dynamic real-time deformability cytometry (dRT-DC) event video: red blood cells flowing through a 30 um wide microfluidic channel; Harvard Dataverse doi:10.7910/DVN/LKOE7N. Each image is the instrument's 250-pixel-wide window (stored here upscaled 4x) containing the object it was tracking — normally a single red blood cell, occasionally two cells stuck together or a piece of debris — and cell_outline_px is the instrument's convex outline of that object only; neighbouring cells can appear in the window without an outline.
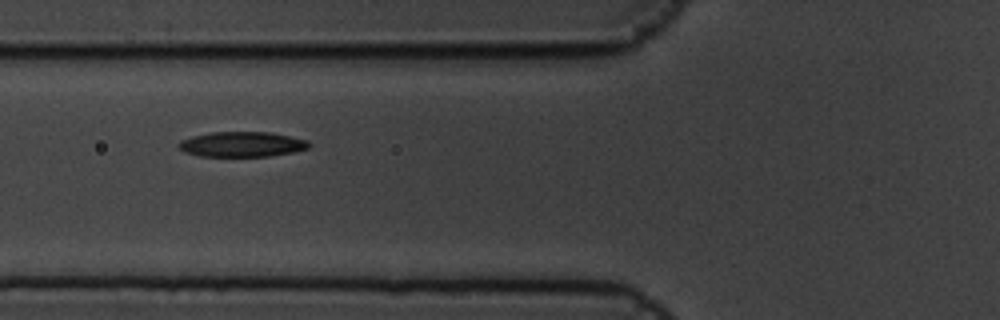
{"species": "common noctule bat (a hibernating species)", "species_latin": "Nyctalus noctula", "temperature_condition": "cold", "stored_images_in_passage": 8, "camera_frame_rate_fps": 3000, "um_per_image_px": 0.085, "animal": {"sex": "male", "body_mass_g": 19.5, "forearm_length_mm": 54.6}, "frame": {"image": 1, "passage_image": 4, "time_ms": 1.0, "image_size_px": [1000, 320], "cell_outline_px": [[312, 144], [308, 148], [292, 152], [268, 156], [200, 156], [184, 152], [176, 144], [180, 140], [192, 136], [212, 132], [268, 132], [308, 140]], "centroid_in_image_um": [20.54, 12.26], "position_along_channel_um": 105.3, "area_um2": 19.02}}
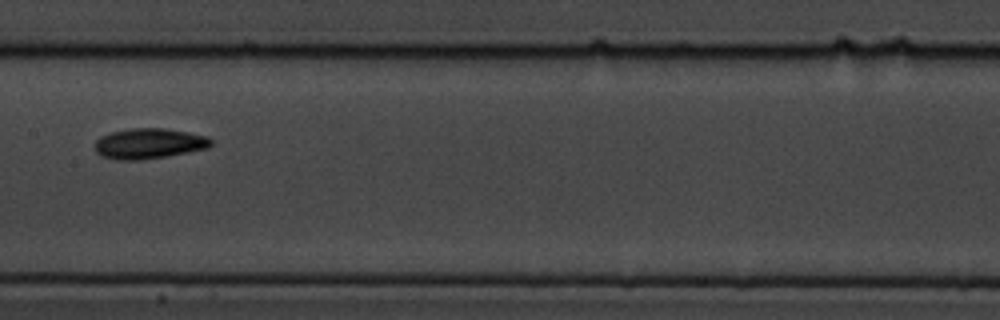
{"frame": {"image": 2, "passage_image": 6, "time_ms": 1.667, "image_size_px": [1000, 320], "cell_outline_px": [[212, 144], [208, 148], [188, 152], [140, 160], [116, 160], [100, 156], [96, 152], [96, 140], [100, 136], [112, 132], [132, 128], [164, 128], [188, 132], [208, 136], [212, 140]], "centroid_in_image_um": [12.66, 12.2], "position_along_channel_um": 194.7, "area_um2": 20.58}}
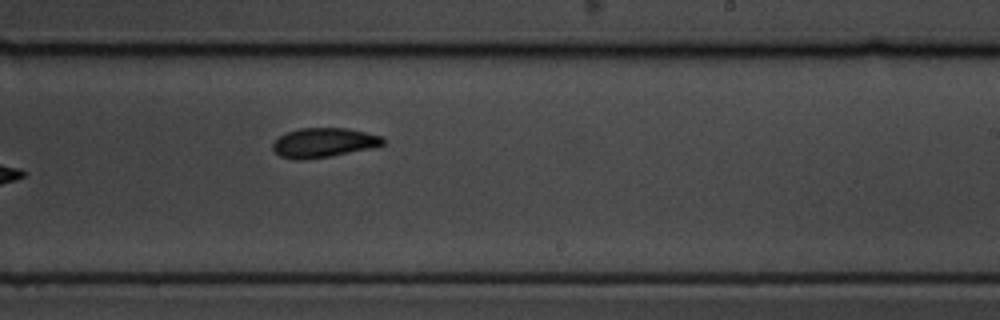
{"frame": {"image": 3, "passage_image": 8, "time_ms": 2.333, "image_size_px": [1000, 320], "cell_outline_px": [[388, 140], [384, 144], [372, 148], [328, 156], [304, 160], [296, 160], [280, 156], [272, 148], [272, 144], [280, 136], [288, 132], [300, 128], [348, 128], [384, 136]], "centroid_in_image_um": [27.56, 12.12], "position_along_channel_um": 261.4, "area_um2": 18.96}}